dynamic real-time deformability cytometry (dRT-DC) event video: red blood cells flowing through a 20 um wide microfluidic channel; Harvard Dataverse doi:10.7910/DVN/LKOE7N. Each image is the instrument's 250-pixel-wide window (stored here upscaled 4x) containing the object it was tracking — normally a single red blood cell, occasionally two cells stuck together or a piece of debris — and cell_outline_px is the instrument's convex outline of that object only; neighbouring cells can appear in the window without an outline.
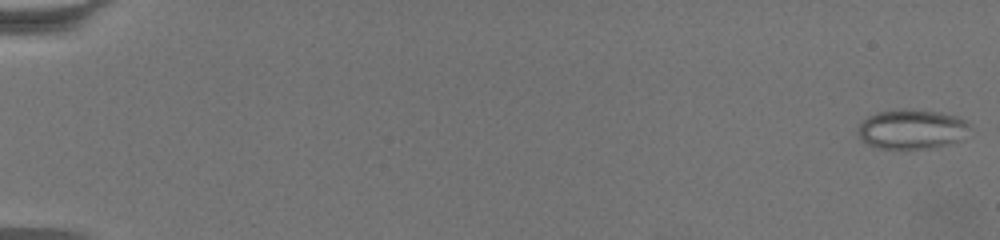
{"species": "common noctule bat (a hibernating species)", "species_latin": "Nyctalus noctula", "temperature_condition": "warm", "stored_images_in_passage": 64, "camera_frame_rate_fps": 3000, "um_per_image_px": 0.085, "animal": {"sex": "female", "body_mass_g": 19.5, "forearm_length_mm": 54.1}, "frame": {"image": 1, "passage_image": 1, "time_ms": 0.0, "image_size_px": [1000, 240], "cell_outline_px": [[968, 124], [964, 140], [932, 148], [880, 148], [868, 144], [860, 140], [856, 132], [860, 124], [868, 116], [880, 112], [940, 112], [956, 116], [964, 120]], "centroid_in_image_um": [77.49, 11.04], "position_along_channel_um": 7.5, "area_um2": 24.91}}
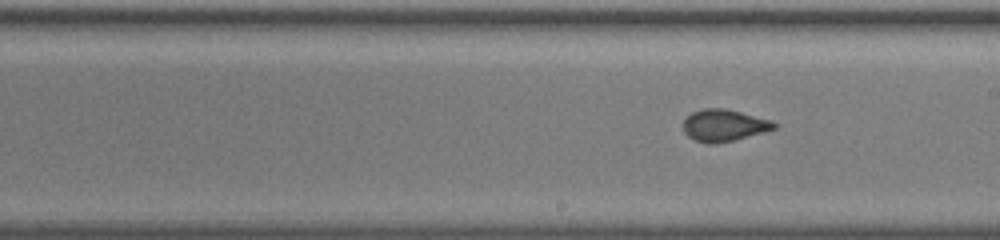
{"frame": {"image": 2, "passage_image": 38, "time_ms": 12.333, "image_size_px": [1000, 240], "cell_outline_px": [[780, 124], [776, 128], [764, 132], [716, 144], [708, 144], [692, 140], [684, 132], [684, 120], [692, 112], [704, 108], [724, 108], [772, 120]], "centroid_in_image_um": [61.55, 10.66], "position_along_channel_um": 227.5, "area_um2": 16.94}}
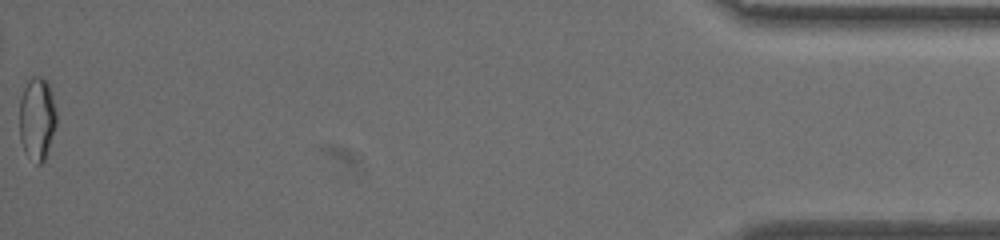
{"frame": {"image": 3, "passage_image": 64, "time_ms": 21.0, "image_size_px": [1000, 240], "cell_outline_px": [[56, 124], [44, 160], [40, 164], [36, 164], [24, 152], [20, 140], [20, 100], [24, 88], [28, 80], [32, 76], [40, 76], [48, 80], [56, 112]], "centroid_in_image_um": [3.14, 10.07], "position_along_channel_um": 432.1, "area_um2": 17.8}, "authors_computed_cell_mechanics": {"area_um2": 17.3111, "velocity_mm_per_s": 3.3793, "shape_relaxation_time_tau1_ms": null, "shape_relaxation_time_tau2_ms": 0.8592, "deformation_change_tau1": null, "deformation_change_tau2": 0.0581}}